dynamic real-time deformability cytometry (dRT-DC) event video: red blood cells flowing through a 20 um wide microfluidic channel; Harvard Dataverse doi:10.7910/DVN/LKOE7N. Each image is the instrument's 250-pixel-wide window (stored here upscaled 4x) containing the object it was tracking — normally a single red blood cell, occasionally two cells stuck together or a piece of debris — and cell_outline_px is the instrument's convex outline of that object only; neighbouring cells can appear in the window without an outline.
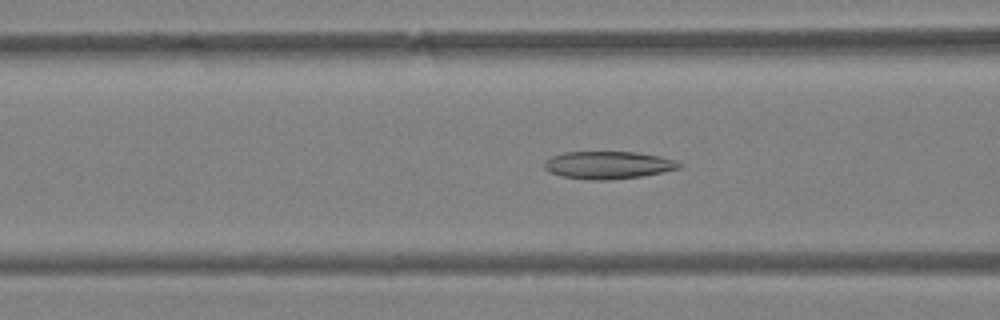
{"species": "Egyptian fruit bat (a non-hibernating species)", "species_latin": "Rousettus aegyptiacus", "temperature_condition": "warm", "stored_images_in_passage": 49, "camera_frame_rate_fps": 3000, "um_per_image_px": 0.085, "animal": {"sex": "female"}, "frame": {"image": 1, "passage_image": 20, "time_ms": 6.333, "image_size_px": [1000, 320], "cell_outline_px": [[684, 164], [680, 168], [664, 172], [640, 176], [608, 180], [592, 180], [564, 176], [548, 172], [544, 168], [544, 160], [552, 156], [564, 152], [636, 152], [660, 156], [676, 160]], "centroid_in_image_um": [51.71, 14.02], "position_along_channel_um": 114.9, "area_um2": 21.73}}
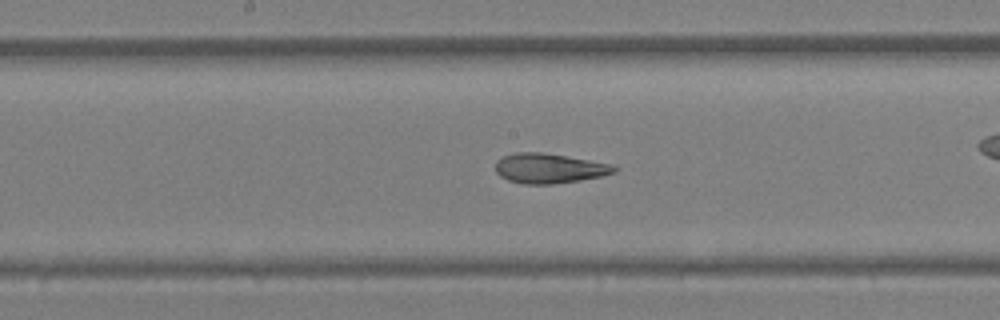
{"frame": {"image": 2, "passage_image": 26, "time_ms": 8.333, "image_size_px": [1000, 320], "cell_outline_px": [[616, 172], [600, 176], [580, 180], [552, 184], [524, 184], [508, 180], [500, 176], [496, 172], [496, 160], [504, 156], [516, 152], [540, 152], [616, 164]], "centroid_in_image_um": [46.69, 14.3], "position_along_channel_um": 201.5, "area_um2": 20.63}}
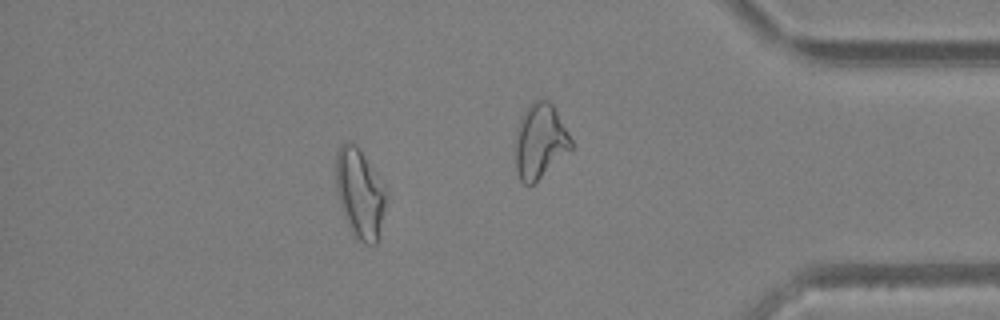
{"frame": {"image": 3, "passage_image": 43, "time_ms": 14.0, "image_size_px": [1000, 320], "cell_outline_px": [[384, 208], [376, 244], [364, 244], [356, 240], [352, 236], [340, 208], [336, 188], [336, 152], [348, 140], [352, 140], [356, 144], [372, 168], [384, 188]], "centroid_in_image_um": [30.52, 16.47], "position_along_channel_um": 404.7, "area_um2": 25.78}, "authors_computed_cell_mechanics": {"area_um2": 23.8714, "velocity_mm_per_s": 4.3345, "shape_relaxation_time_tau1_ms": 7.1186, "shape_relaxation_time_tau2_ms": 1.7519, "deformation_change_tau1": 0.2122, "deformation_change_tau2": 0.0873}}